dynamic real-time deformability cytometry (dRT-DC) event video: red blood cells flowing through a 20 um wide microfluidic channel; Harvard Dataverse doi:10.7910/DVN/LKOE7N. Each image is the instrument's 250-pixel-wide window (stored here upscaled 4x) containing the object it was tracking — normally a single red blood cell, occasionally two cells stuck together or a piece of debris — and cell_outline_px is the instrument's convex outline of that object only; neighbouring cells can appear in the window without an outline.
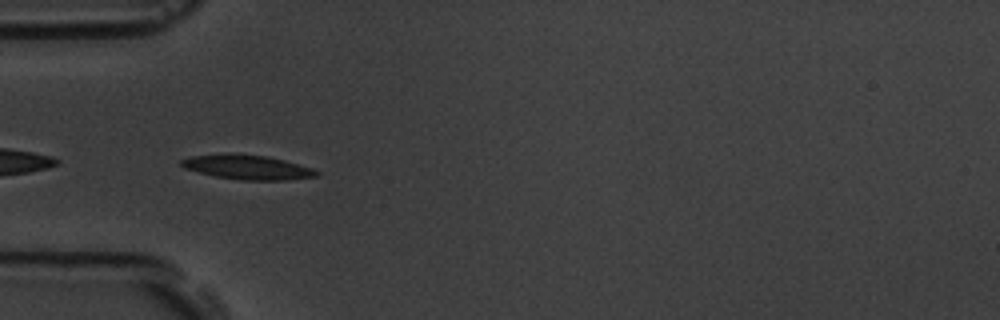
{"species": "common noctule bat (a hibernating species)", "species_latin": "Nyctalus noctula", "temperature_condition": "room temperature", "stored_images_in_passage": 6, "camera_frame_rate_fps": 3000, "um_per_image_px": 0.085, "animal": {"sex": "male", "body_mass_g": 19.5, "forearm_length_mm": 54.6}, "frame": {"image": 1, "passage_image": 5, "time_ms": 4.667, "image_size_px": [1000, 320], "cell_outline_px": [[320, 176], [288, 180], [240, 180], [216, 176], [184, 168], [180, 164], [180, 160], [192, 156], [228, 152], [268, 156], [284, 160], [312, 168], [320, 172]], "centroid_in_image_um": [21.05, 14.2], "position_along_channel_um": 64.0, "area_um2": 19.48}}
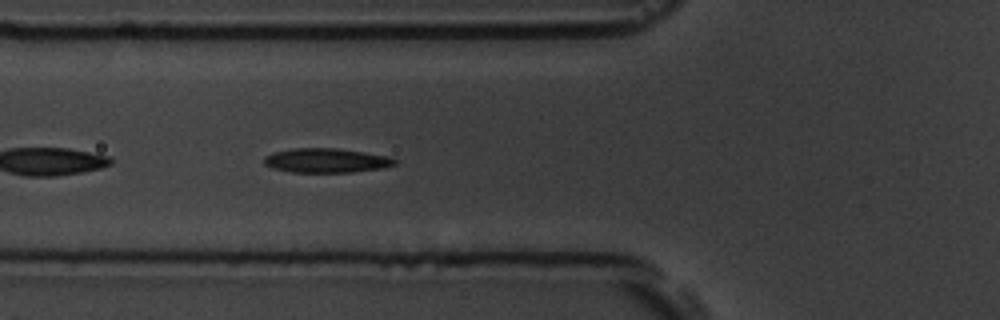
{"frame": {"image": 2, "passage_image": 6, "time_ms": 5.667, "image_size_px": [1000, 320], "cell_outline_px": [[400, 160], [396, 164], [380, 168], [352, 172], [292, 172], [272, 168], [264, 164], [264, 156], [272, 152], [292, 148], [336, 148], [364, 152], [388, 156]], "centroid_in_image_um": [27.72, 13.63], "position_along_channel_um": 98.1, "area_um2": 18.61}}